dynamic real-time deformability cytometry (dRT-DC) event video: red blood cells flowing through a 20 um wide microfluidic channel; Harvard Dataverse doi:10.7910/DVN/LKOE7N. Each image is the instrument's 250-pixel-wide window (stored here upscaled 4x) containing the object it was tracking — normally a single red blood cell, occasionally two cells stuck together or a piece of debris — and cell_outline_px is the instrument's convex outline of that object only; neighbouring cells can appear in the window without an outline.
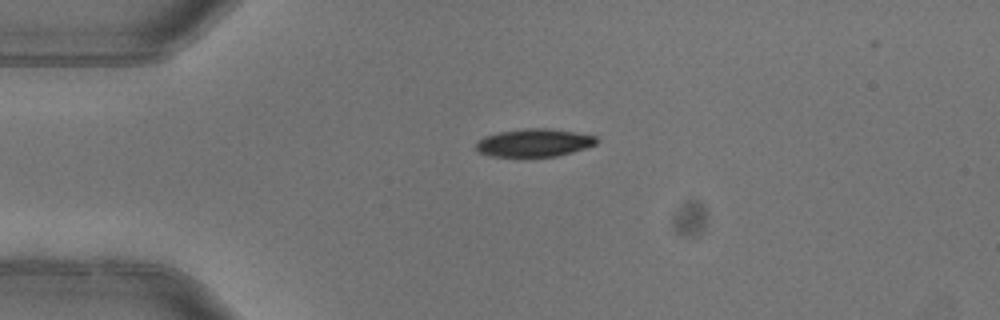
{"species": "common noctule bat (a hibernating species)", "species_latin": "Nyctalus noctula", "temperature_condition": "warm", "stored_images_in_passage": 1, "camera_frame_rate_fps": 3000, "um_per_image_px": 0.085, "animal": {"sex": "female"}, "frame": {"image": 1, "passage_image": 1, "time_ms": 0.0, "image_size_px": [1000, 320], "cell_outline_px": [[600, 140], [596, 144], [572, 152], [556, 156], [520, 160], [488, 156], [480, 152], [476, 148], [476, 144], [484, 136], [500, 132], [524, 128], [548, 128], [576, 132], [596, 136]], "centroid_in_image_um": [45.38, 12.18], "position_along_channel_um": 39.6, "area_um2": 20.46}}